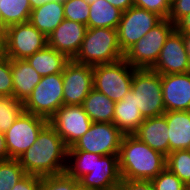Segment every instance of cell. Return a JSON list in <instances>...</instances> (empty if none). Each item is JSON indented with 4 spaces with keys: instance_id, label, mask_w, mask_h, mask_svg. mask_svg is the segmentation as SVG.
<instances>
[{
    "instance_id": "cell-27",
    "label": "cell",
    "mask_w": 190,
    "mask_h": 190,
    "mask_svg": "<svg viewBox=\"0 0 190 190\" xmlns=\"http://www.w3.org/2000/svg\"><path fill=\"white\" fill-rule=\"evenodd\" d=\"M95 165V153L68 151L66 173L77 181L90 173Z\"/></svg>"
},
{
    "instance_id": "cell-30",
    "label": "cell",
    "mask_w": 190,
    "mask_h": 190,
    "mask_svg": "<svg viewBox=\"0 0 190 190\" xmlns=\"http://www.w3.org/2000/svg\"><path fill=\"white\" fill-rule=\"evenodd\" d=\"M23 167L18 159L0 161V190H11L15 184L25 175Z\"/></svg>"
},
{
    "instance_id": "cell-28",
    "label": "cell",
    "mask_w": 190,
    "mask_h": 190,
    "mask_svg": "<svg viewBox=\"0 0 190 190\" xmlns=\"http://www.w3.org/2000/svg\"><path fill=\"white\" fill-rule=\"evenodd\" d=\"M23 111V102L14 96H0V131L5 133Z\"/></svg>"
},
{
    "instance_id": "cell-36",
    "label": "cell",
    "mask_w": 190,
    "mask_h": 190,
    "mask_svg": "<svg viewBox=\"0 0 190 190\" xmlns=\"http://www.w3.org/2000/svg\"><path fill=\"white\" fill-rule=\"evenodd\" d=\"M190 13V0H174L171 4V10L168 19L175 25L186 15Z\"/></svg>"
},
{
    "instance_id": "cell-15",
    "label": "cell",
    "mask_w": 190,
    "mask_h": 190,
    "mask_svg": "<svg viewBox=\"0 0 190 190\" xmlns=\"http://www.w3.org/2000/svg\"><path fill=\"white\" fill-rule=\"evenodd\" d=\"M119 154H95V165L90 173L81 177L78 182L91 190H116L121 182Z\"/></svg>"
},
{
    "instance_id": "cell-24",
    "label": "cell",
    "mask_w": 190,
    "mask_h": 190,
    "mask_svg": "<svg viewBox=\"0 0 190 190\" xmlns=\"http://www.w3.org/2000/svg\"><path fill=\"white\" fill-rule=\"evenodd\" d=\"M115 102L94 88L84 99L82 107L92 122L113 123Z\"/></svg>"
},
{
    "instance_id": "cell-1",
    "label": "cell",
    "mask_w": 190,
    "mask_h": 190,
    "mask_svg": "<svg viewBox=\"0 0 190 190\" xmlns=\"http://www.w3.org/2000/svg\"><path fill=\"white\" fill-rule=\"evenodd\" d=\"M67 157L68 147L48 122L18 161L26 174L44 177L65 173Z\"/></svg>"
},
{
    "instance_id": "cell-47",
    "label": "cell",
    "mask_w": 190,
    "mask_h": 190,
    "mask_svg": "<svg viewBox=\"0 0 190 190\" xmlns=\"http://www.w3.org/2000/svg\"><path fill=\"white\" fill-rule=\"evenodd\" d=\"M167 1H168V3L171 5L174 0H167Z\"/></svg>"
},
{
    "instance_id": "cell-17",
    "label": "cell",
    "mask_w": 190,
    "mask_h": 190,
    "mask_svg": "<svg viewBox=\"0 0 190 190\" xmlns=\"http://www.w3.org/2000/svg\"><path fill=\"white\" fill-rule=\"evenodd\" d=\"M87 26L64 19L47 37L48 46L73 59L80 50Z\"/></svg>"
},
{
    "instance_id": "cell-29",
    "label": "cell",
    "mask_w": 190,
    "mask_h": 190,
    "mask_svg": "<svg viewBox=\"0 0 190 190\" xmlns=\"http://www.w3.org/2000/svg\"><path fill=\"white\" fill-rule=\"evenodd\" d=\"M166 167L180 178L187 186L190 185V150H176L167 155Z\"/></svg>"
},
{
    "instance_id": "cell-20",
    "label": "cell",
    "mask_w": 190,
    "mask_h": 190,
    "mask_svg": "<svg viewBox=\"0 0 190 190\" xmlns=\"http://www.w3.org/2000/svg\"><path fill=\"white\" fill-rule=\"evenodd\" d=\"M11 72L13 96L24 103L42 77L26 60H11Z\"/></svg>"
},
{
    "instance_id": "cell-3",
    "label": "cell",
    "mask_w": 190,
    "mask_h": 190,
    "mask_svg": "<svg viewBox=\"0 0 190 190\" xmlns=\"http://www.w3.org/2000/svg\"><path fill=\"white\" fill-rule=\"evenodd\" d=\"M124 58L117 29L87 28L84 39L74 61L90 66L113 63Z\"/></svg>"
},
{
    "instance_id": "cell-12",
    "label": "cell",
    "mask_w": 190,
    "mask_h": 190,
    "mask_svg": "<svg viewBox=\"0 0 190 190\" xmlns=\"http://www.w3.org/2000/svg\"><path fill=\"white\" fill-rule=\"evenodd\" d=\"M151 69L160 75L190 72L186 38L176 28L167 37L157 62Z\"/></svg>"
},
{
    "instance_id": "cell-32",
    "label": "cell",
    "mask_w": 190,
    "mask_h": 190,
    "mask_svg": "<svg viewBox=\"0 0 190 190\" xmlns=\"http://www.w3.org/2000/svg\"><path fill=\"white\" fill-rule=\"evenodd\" d=\"M150 181L154 190H186V185L167 167Z\"/></svg>"
},
{
    "instance_id": "cell-37",
    "label": "cell",
    "mask_w": 190,
    "mask_h": 190,
    "mask_svg": "<svg viewBox=\"0 0 190 190\" xmlns=\"http://www.w3.org/2000/svg\"><path fill=\"white\" fill-rule=\"evenodd\" d=\"M116 190H154L150 180L122 178Z\"/></svg>"
},
{
    "instance_id": "cell-13",
    "label": "cell",
    "mask_w": 190,
    "mask_h": 190,
    "mask_svg": "<svg viewBox=\"0 0 190 190\" xmlns=\"http://www.w3.org/2000/svg\"><path fill=\"white\" fill-rule=\"evenodd\" d=\"M63 105H82L93 89V66L70 59L63 73Z\"/></svg>"
},
{
    "instance_id": "cell-11",
    "label": "cell",
    "mask_w": 190,
    "mask_h": 190,
    "mask_svg": "<svg viewBox=\"0 0 190 190\" xmlns=\"http://www.w3.org/2000/svg\"><path fill=\"white\" fill-rule=\"evenodd\" d=\"M48 122L45 118L23 111L4 133L9 159H18L30 148Z\"/></svg>"
},
{
    "instance_id": "cell-8",
    "label": "cell",
    "mask_w": 190,
    "mask_h": 190,
    "mask_svg": "<svg viewBox=\"0 0 190 190\" xmlns=\"http://www.w3.org/2000/svg\"><path fill=\"white\" fill-rule=\"evenodd\" d=\"M47 45L48 38L30 22H26L7 27L1 49L11 60H25Z\"/></svg>"
},
{
    "instance_id": "cell-40",
    "label": "cell",
    "mask_w": 190,
    "mask_h": 190,
    "mask_svg": "<svg viewBox=\"0 0 190 190\" xmlns=\"http://www.w3.org/2000/svg\"><path fill=\"white\" fill-rule=\"evenodd\" d=\"M114 7L118 8L122 12H125L132 6H134V0H106Z\"/></svg>"
},
{
    "instance_id": "cell-6",
    "label": "cell",
    "mask_w": 190,
    "mask_h": 190,
    "mask_svg": "<svg viewBox=\"0 0 190 190\" xmlns=\"http://www.w3.org/2000/svg\"><path fill=\"white\" fill-rule=\"evenodd\" d=\"M131 91L144 118L163 115L164 108L161 75L152 69H135Z\"/></svg>"
},
{
    "instance_id": "cell-38",
    "label": "cell",
    "mask_w": 190,
    "mask_h": 190,
    "mask_svg": "<svg viewBox=\"0 0 190 190\" xmlns=\"http://www.w3.org/2000/svg\"><path fill=\"white\" fill-rule=\"evenodd\" d=\"M42 177L25 174L11 190H41Z\"/></svg>"
},
{
    "instance_id": "cell-43",
    "label": "cell",
    "mask_w": 190,
    "mask_h": 190,
    "mask_svg": "<svg viewBox=\"0 0 190 190\" xmlns=\"http://www.w3.org/2000/svg\"><path fill=\"white\" fill-rule=\"evenodd\" d=\"M7 32V26L3 23L0 15V45L3 44Z\"/></svg>"
},
{
    "instance_id": "cell-44",
    "label": "cell",
    "mask_w": 190,
    "mask_h": 190,
    "mask_svg": "<svg viewBox=\"0 0 190 190\" xmlns=\"http://www.w3.org/2000/svg\"><path fill=\"white\" fill-rule=\"evenodd\" d=\"M71 190H91L85 186H82L79 182Z\"/></svg>"
},
{
    "instance_id": "cell-42",
    "label": "cell",
    "mask_w": 190,
    "mask_h": 190,
    "mask_svg": "<svg viewBox=\"0 0 190 190\" xmlns=\"http://www.w3.org/2000/svg\"><path fill=\"white\" fill-rule=\"evenodd\" d=\"M53 0H29L31 9H35L37 7H40L41 5L45 4L46 2H51ZM54 1H61L63 2L64 0H54Z\"/></svg>"
},
{
    "instance_id": "cell-16",
    "label": "cell",
    "mask_w": 190,
    "mask_h": 190,
    "mask_svg": "<svg viewBox=\"0 0 190 190\" xmlns=\"http://www.w3.org/2000/svg\"><path fill=\"white\" fill-rule=\"evenodd\" d=\"M165 111H189L190 72L161 75Z\"/></svg>"
},
{
    "instance_id": "cell-31",
    "label": "cell",
    "mask_w": 190,
    "mask_h": 190,
    "mask_svg": "<svg viewBox=\"0 0 190 190\" xmlns=\"http://www.w3.org/2000/svg\"><path fill=\"white\" fill-rule=\"evenodd\" d=\"M65 19L87 26L89 18V3L85 0H64Z\"/></svg>"
},
{
    "instance_id": "cell-22",
    "label": "cell",
    "mask_w": 190,
    "mask_h": 190,
    "mask_svg": "<svg viewBox=\"0 0 190 190\" xmlns=\"http://www.w3.org/2000/svg\"><path fill=\"white\" fill-rule=\"evenodd\" d=\"M64 19L63 2L53 0L33 9L29 22L48 37Z\"/></svg>"
},
{
    "instance_id": "cell-7",
    "label": "cell",
    "mask_w": 190,
    "mask_h": 190,
    "mask_svg": "<svg viewBox=\"0 0 190 190\" xmlns=\"http://www.w3.org/2000/svg\"><path fill=\"white\" fill-rule=\"evenodd\" d=\"M62 73L43 76L23 103L24 111L50 120L63 105Z\"/></svg>"
},
{
    "instance_id": "cell-25",
    "label": "cell",
    "mask_w": 190,
    "mask_h": 190,
    "mask_svg": "<svg viewBox=\"0 0 190 190\" xmlns=\"http://www.w3.org/2000/svg\"><path fill=\"white\" fill-rule=\"evenodd\" d=\"M122 11L106 0H95L89 4V18L87 28L117 29Z\"/></svg>"
},
{
    "instance_id": "cell-18",
    "label": "cell",
    "mask_w": 190,
    "mask_h": 190,
    "mask_svg": "<svg viewBox=\"0 0 190 190\" xmlns=\"http://www.w3.org/2000/svg\"><path fill=\"white\" fill-rule=\"evenodd\" d=\"M168 129L166 116L163 114L157 117L145 118L133 135L150 148L167 157L170 153Z\"/></svg>"
},
{
    "instance_id": "cell-14",
    "label": "cell",
    "mask_w": 190,
    "mask_h": 190,
    "mask_svg": "<svg viewBox=\"0 0 190 190\" xmlns=\"http://www.w3.org/2000/svg\"><path fill=\"white\" fill-rule=\"evenodd\" d=\"M56 132L70 148L91 127L92 121L82 105H62L49 120Z\"/></svg>"
},
{
    "instance_id": "cell-5",
    "label": "cell",
    "mask_w": 190,
    "mask_h": 190,
    "mask_svg": "<svg viewBox=\"0 0 190 190\" xmlns=\"http://www.w3.org/2000/svg\"><path fill=\"white\" fill-rule=\"evenodd\" d=\"M174 29L175 24L171 20L163 19L124 53V59L136 69H151Z\"/></svg>"
},
{
    "instance_id": "cell-21",
    "label": "cell",
    "mask_w": 190,
    "mask_h": 190,
    "mask_svg": "<svg viewBox=\"0 0 190 190\" xmlns=\"http://www.w3.org/2000/svg\"><path fill=\"white\" fill-rule=\"evenodd\" d=\"M168 125L170 153L190 149V112L167 111L164 113Z\"/></svg>"
},
{
    "instance_id": "cell-19",
    "label": "cell",
    "mask_w": 190,
    "mask_h": 190,
    "mask_svg": "<svg viewBox=\"0 0 190 190\" xmlns=\"http://www.w3.org/2000/svg\"><path fill=\"white\" fill-rule=\"evenodd\" d=\"M144 120L132 91L128 92L121 101L115 102L113 124L124 135L133 134Z\"/></svg>"
},
{
    "instance_id": "cell-10",
    "label": "cell",
    "mask_w": 190,
    "mask_h": 190,
    "mask_svg": "<svg viewBox=\"0 0 190 190\" xmlns=\"http://www.w3.org/2000/svg\"><path fill=\"white\" fill-rule=\"evenodd\" d=\"M162 20L158 14L136 6L122 12L117 27L118 42L122 52L125 53Z\"/></svg>"
},
{
    "instance_id": "cell-26",
    "label": "cell",
    "mask_w": 190,
    "mask_h": 190,
    "mask_svg": "<svg viewBox=\"0 0 190 190\" xmlns=\"http://www.w3.org/2000/svg\"><path fill=\"white\" fill-rule=\"evenodd\" d=\"M31 11L29 0L0 1V15L3 23L7 27L14 24L29 22Z\"/></svg>"
},
{
    "instance_id": "cell-35",
    "label": "cell",
    "mask_w": 190,
    "mask_h": 190,
    "mask_svg": "<svg viewBox=\"0 0 190 190\" xmlns=\"http://www.w3.org/2000/svg\"><path fill=\"white\" fill-rule=\"evenodd\" d=\"M134 6L146 9L167 19L171 10V5L167 0H134Z\"/></svg>"
},
{
    "instance_id": "cell-9",
    "label": "cell",
    "mask_w": 190,
    "mask_h": 190,
    "mask_svg": "<svg viewBox=\"0 0 190 190\" xmlns=\"http://www.w3.org/2000/svg\"><path fill=\"white\" fill-rule=\"evenodd\" d=\"M123 136L113 123L93 122L68 151H86L102 156L119 154Z\"/></svg>"
},
{
    "instance_id": "cell-23",
    "label": "cell",
    "mask_w": 190,
    "mask_h": 190,
    "mask_svg": "<svg viewBox=\"0 0 190 190\" xmlns=\"http://www.w3.org/2000/svg\"><path fill=\"white\" fill-rule=\"evenodd\" d=\"M25 60L43 77L63 73L64 67L70 59L64 53L58 52L47 45Z\"/></svg>"
},
{
    "instance_id": "cell-46",
    "label": "cell",
    "mask_w": 190,
    "mask_h": 190,
    "mask_svg": "<svg viewBox=\"0 0 190 190\" xmlns=\"http://www.w3.org/2000/svg\"><path fill=\"white\" fill-rule=\"evenodd\" d=\"M86 2H88L89 4H91L92 2H94L95 0H85Z\"/></svg>"
},
{
    "instance_id": "cell-45",
    "label": "cell",
    "mask_w": 190,
    "mask_h": 190,
    "mask_svg": "<svg viewBox=\"0 0 190 190\" xmlns=\"http://www.w3.org/2000/svg\"><path fill=\"white\" fill-rule=\"evenodd\" d=\"M185 38H186V42H187L188 51L190 54V35H186Z\"/></svg>"
},
{
    "instance_id": "cell-2",
    "label": "cell",
    "mask_w": 190,
    "mask_h": 190,
    "mask_svg": "<svg viewBox=\"0 0 190 190\" xmlns=\"http://www.w3.org/2000/svg\"><path fill=\"white\" fill-rule=\"evenodd\" d=\"M121 178L151 180L166 168V156L133 134L123 136L119 152Z\"/></svg>"
},
{
    "instance_id": "cell-39",
    "label": "cell",
    "mask_w": 190,
    "mask_h": 190,
    "mask_svg": "<svg viewBox=\"0 0 190 190\" xmlns=\"http://www.w3.org/2000/svg\"><path fill=\"white\" fill-rule=\"evenodd\" d=\"M175 28L184 36L190 35V13L184 16L176 25Z\"/></svg>"
},
{
    "instance_id": "cell-34",
    "label": "cell",
    "mask_w": 190,
    "mask_h": 190,
    "mask_svg": "<svg viewBox=\"0 0 190 190\" xmlns=\"http://www.w3.org/2000/svg\"><path fill=\"white\" fill-rule=\"evenodd\" d=\"M78 181L66 172L58 175L42 177L41 190H71Z\"/></svg>"
},
{
    "instance_id": "cell-41",
    "label": "cell",
    "mask_w": 190,
    "mask_h": 190,
    "mask_svg": "<svg viewBox=\"0 0 190 190\" xmlns=\"http://www.w3.org/2000/svg\"><path fill=\"white\" fill-rule=\"evenodd\" d=\"M7 159H9V154L6 146L5 135L0 131V161Z\"/></svg>"
},
{
    "instance_id": "cell-48",
    "label": "cell",
    "mask_w": 190,
    "mask_h": 190,
    "mask_svg": "<svg viewBox=\"0 0 190 190\" xmlns=\"http://www.w3.org/2000/svg\"><path fill=\"white\" fill-rule=\"evenodd\" d=\"M186 190H190V185H187V186H186Z\"/></svg>"
},
{
    "instance_id": "cell-4",
    "label": "cell",
    "mask_w": 190,
    "mask_h": 190,
    "mask_svg": "<svg viewBox=\"0 0 190 190\" xmlns=\"http://www.w3.org/2000/svg\"><path fill=\"white\" fill-rule=\"evenodd\" d=\"M135 69L124 58L93 66V88L114 102L121 101L131 91Z\"/></svg>"
},
{
    "instance_id": "cell-33",
    "label": "cell",
    "mask_w": 190,
    "mask_h": 190,
    "mask_svg": "<svg viewBox=\"0 0 190 190\" xmlns=\"http://www.w3.org/2000/svg\"><path fill=\"white\" fill-rule=\"evenodd\" d=\"M0 96H13L11 59L0 49Z\"/></svg>"
}]
</instances>
